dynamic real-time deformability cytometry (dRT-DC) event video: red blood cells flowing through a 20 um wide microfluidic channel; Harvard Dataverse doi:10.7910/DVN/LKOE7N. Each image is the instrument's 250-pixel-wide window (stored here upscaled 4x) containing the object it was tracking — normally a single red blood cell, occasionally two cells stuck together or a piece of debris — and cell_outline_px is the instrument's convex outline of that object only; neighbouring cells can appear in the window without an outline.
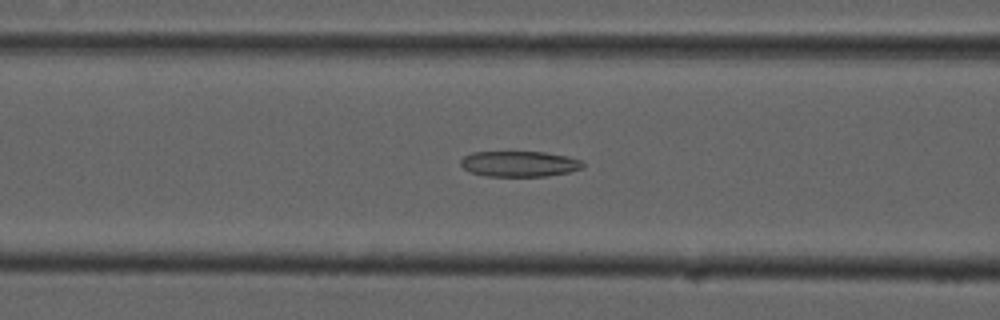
{"species": "common noctule bat (a hibernating species)", "species_latin": "Nyctalus noctula", "temperature_condition": "cold", "stored_images_in_passage": 44, "camera_frame_rate_fps": 3000, "um_per_image_px": 0.085, "animal": {"sex": "male", "forearm_length_mm": 52.5}, "frame": {"image": 1, "passage_image": 11, "time_ms": 3.333, "image_size_px": [1000, 320], "cell_outline_px": [[584, 168], [568, 172], [548, 176], [484, 176], [472, 172], [464, 168], [460, 164], [460, 160], [464, 156], [472, 152], [544, 152], [568, 156], [584, 160]], "centroid_in_image_um": [44.19, 13.92], "position_along_channel_um": 122.4, "area_um2": 18.38}}
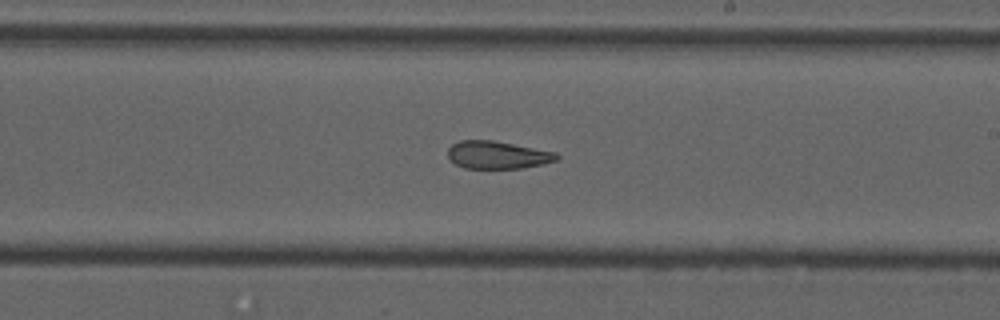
{"frame": {"image": 2, "passage_image": 21, "time_ms": 6.667, "image_size_px": [1000, 320], "cell_outline_px": [[560, 156], [556, 160], [544, 164], [520, 168], [464, 168], [448, 160], [448, 148], [452, 144], [460, 140], [492, 140], [556, 152]], "centroid_in_image_um": [42.26, 13.17], "position_along_channel_um": 246.7, "area_um2": 17.57}}
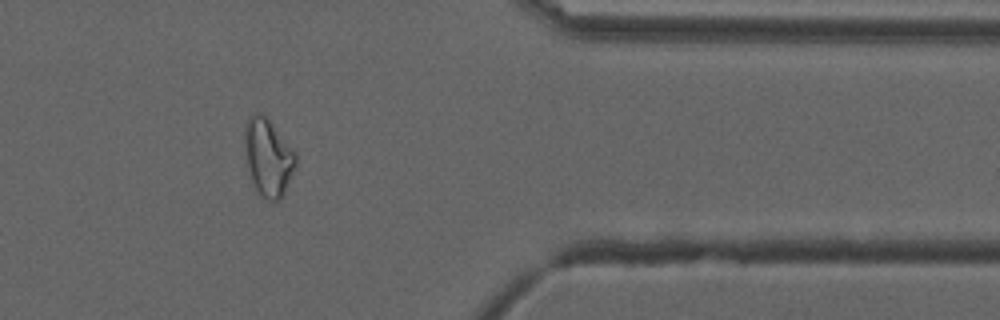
{"frame": {"image": 3, "passage_image": 34, "time_ms": 11.0, "image_size_px": [1000, 320], "cell_outline_px": [[296, 164], [284, 192], [280, 200], [264, 200], [260, 196], [252, 180], [248, 168], [244, 140], [244, 124], [248, 116], [256, 112], [260, 112], [272, 124], [296, 152]], "centroid_in_image_um": [22.77, 13.36], "position_along_channel_um": 388.6, "area_um2": 22.83}}